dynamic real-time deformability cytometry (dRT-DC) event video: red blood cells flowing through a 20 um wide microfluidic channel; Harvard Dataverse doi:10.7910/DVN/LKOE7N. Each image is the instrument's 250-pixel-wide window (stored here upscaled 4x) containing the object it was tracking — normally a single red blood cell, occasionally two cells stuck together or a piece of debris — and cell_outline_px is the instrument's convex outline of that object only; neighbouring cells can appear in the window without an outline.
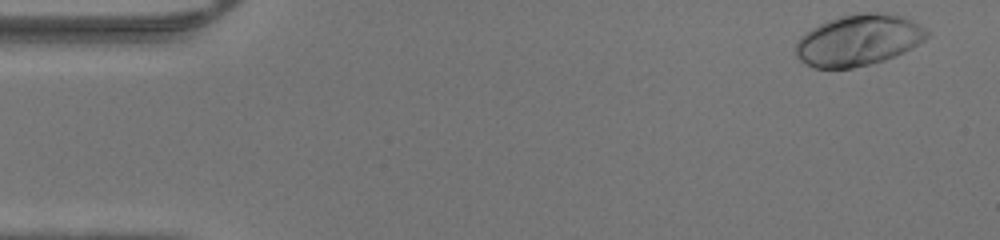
{"species": "human", "species_latin": "Homo sapiens", "temperature_condition": "warm", "stored_images_in_passage": 46, "camera_frame_rate_fps": 3000, "um_per_image_px": 0.085, "donor": {"sex": "male"}, "frame": {"image": 1, "passage_image": 1, "time_ms": 0.0, "image_size_px": [1000, 240], "cell_outline_px": [[932, 32], [924, 40], [912, 48], [896, 56], [872, 64], [852, 68], [812, 68], [804, 64], [796, 56], [796, 44], [800, 36], [812, 28], [828, 20], [840, 16], [860, 12], [880, 12], [900, 16]], "centroid_in_image_um": [72.95, 3.43], "position_along_channel_um": 12.1, "area_um2": 39.19}}
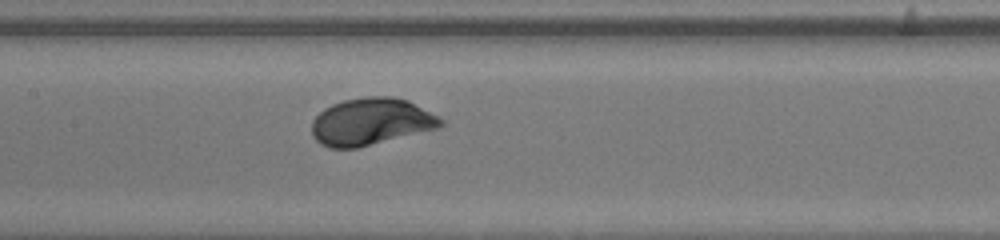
{"frame": {"image": 2, "passage_image": 21, "time_ms": 6.667, "image_size_px": [1000, 240], "cell_outline_px": [[444, 124], [440, 128], [356, 148], [328, 148], [320, 144], [312, 136], [312, 120], [324, 108], [332, 104], [344, 100], [368, 96], [392, 96], [408, 100], [444, 120]], "centroid_in_image_um": [31.52, 10.34], "position_along_channel_um": 175.9, "area_um2": 35.43}}
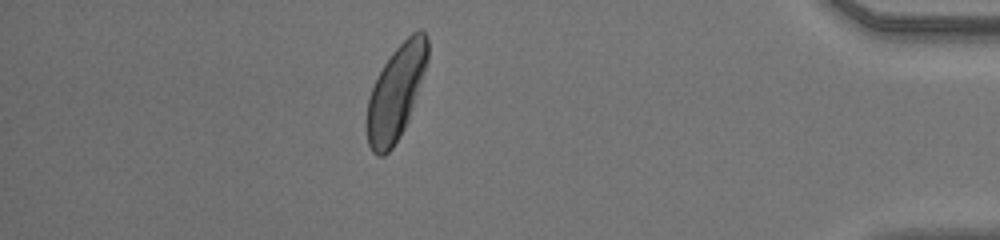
{"frame": {"image": 3, "passage_image": 40, "time_ms": 13.0, "image_size_px": [1000, 240], "cell_outline_px": [[428, 60], [408, 120], [400, 136], [392, 148], [384, 156], [376, 156], [372, 152], [368, 144], [368, 96], [384, 64], [392, 52], [412, 32], [420, 28], [428, 36]], "centroid_in_image_um": [33.67, 7.85], "position_along_channel_um": 401.5, "area_um2": 32.89}}